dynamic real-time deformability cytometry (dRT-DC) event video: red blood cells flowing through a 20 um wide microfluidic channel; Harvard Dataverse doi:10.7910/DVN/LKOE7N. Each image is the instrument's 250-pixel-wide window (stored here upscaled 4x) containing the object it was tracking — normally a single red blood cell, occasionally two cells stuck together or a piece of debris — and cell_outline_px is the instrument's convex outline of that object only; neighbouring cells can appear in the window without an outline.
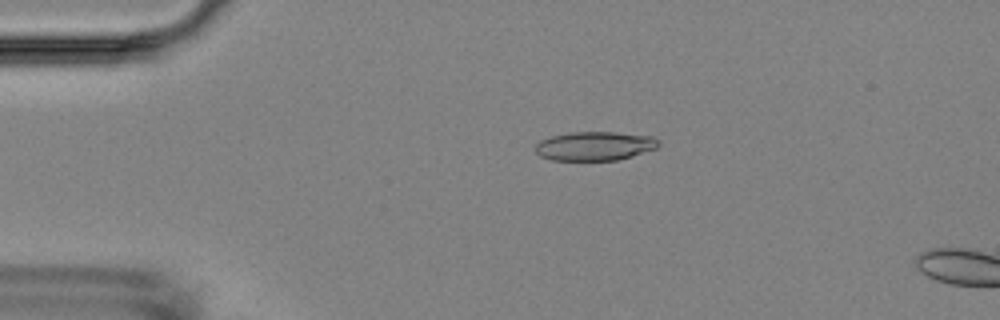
{"species": "Egyptian fruit bat (a non-hibernating species)", "species_latin": "Rousettus aegyptiacus", "temperature_condition": "room temperature", "stored_images_in_passage": 4, "camera_frame_rate_fps": 3000, "um_per_image_px": 0.085, "animal": {"sex": "female"}, "frame": {"image": 1, "passage_image": 1, "time_ms": 0.0, "image_size_px": [1000, 320], "cell_outline_px": [[660, 144], [656, 148], [632, 156], [616, 160], [552, 160], [540, 156], [536, 152], [536, 144], [540, 140], [552, 136], [568, 132], [616, 132], [652, 136]], "centroid_in_image_um": [50.53, 12.41], "position_along_channel_um": 34.5, "area_um2": 20.69}}